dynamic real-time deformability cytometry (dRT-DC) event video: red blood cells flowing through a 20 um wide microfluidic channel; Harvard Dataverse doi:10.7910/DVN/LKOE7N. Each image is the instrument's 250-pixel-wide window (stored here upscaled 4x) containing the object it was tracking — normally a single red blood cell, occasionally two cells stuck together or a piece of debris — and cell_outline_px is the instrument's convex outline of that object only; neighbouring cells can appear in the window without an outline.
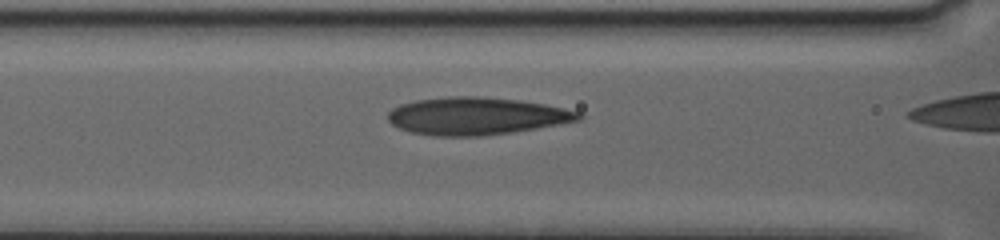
{"species": "human", "species_latin": "Homo sapiens", "temperature_condition": "warm", "stored_images_in_passage": 6, "camera_frame_rate_fps": 3000, "um_per_image_px": 0.085, "donor": {"sex": "female"}, "frame": {"image": 1, "passage_image": 4, "time_ms": 1.667, "image_size_px": [1000, 240], "cell_outline_px": [[584, 116], [580, 120], [484, 136], [432, 136], [412, 132], [400, 128], [392, 124], [388, 120], [388, 112], [392, 108], [400, 104], [416, 100], [448, 96], [484, 96], [516, 100], [540, 104], [580, 112]], "centroid_in_image_um": [40.41, 9.86], "position_along_channel_um": 126.2, "area_um2": 41.15}}